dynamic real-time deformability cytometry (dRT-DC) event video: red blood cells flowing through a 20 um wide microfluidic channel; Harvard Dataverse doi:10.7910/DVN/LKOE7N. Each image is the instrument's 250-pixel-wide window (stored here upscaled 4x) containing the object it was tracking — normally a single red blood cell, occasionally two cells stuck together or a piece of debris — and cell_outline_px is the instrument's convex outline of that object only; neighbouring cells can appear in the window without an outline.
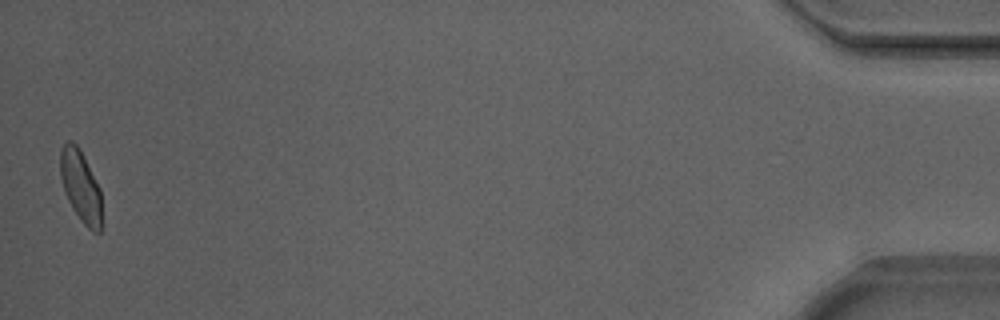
{"species": "Egyptian fruit bat (a non-hibernating species)", "species_latin": "Rousettus aegyptiacus", "temperature_condition": "warm", "stored_images_in_passage": 45, "camera_frame_rate_fps": 3000, "um_per_image_px": 0.085, "animal": {"sex": "male"}, "frame": {"image": 1, "passage_image": 45, "time_ms": 14.667, "image_size_px": [1000, 320], "cell_outline_px": [[100, 232], [92, 232], [80, 220], [72, 208], [64, 192], [60, 176], [60, 148], [68, 140], [72, 140], [80, 148], [100, 188]], "centroid_in_image_um": [6.82, 15.78], "position_along_channel_um": 428.4, "area_um2": 17.28}, "authors_computed_cell_mechanics": {"area_um2": 17.8024, "velocity_mm_per_s": 3.8642, "shape_relaxation_time_tau1_ms": 3.3362, "shape_relaxation_time_tau2_ms": 1.0429, "deformation_change_tau1": 0.1029, "deformation_change_tau2": 0.067}}